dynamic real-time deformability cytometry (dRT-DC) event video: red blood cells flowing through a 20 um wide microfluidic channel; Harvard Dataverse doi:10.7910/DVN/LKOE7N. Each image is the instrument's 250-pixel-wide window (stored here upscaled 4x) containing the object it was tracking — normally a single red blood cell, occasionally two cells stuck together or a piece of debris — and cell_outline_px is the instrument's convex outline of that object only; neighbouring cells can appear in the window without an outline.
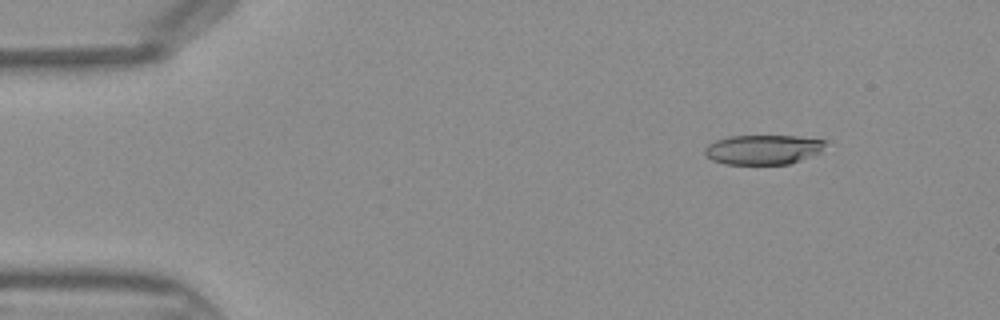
{"species": "Egyptian fruit bat (a non-hibernating species)", "species_latin": "Rousettus aegyptiacus", "temperature_condition": "warm", "stored_images_in_passage": 43, "camera_frame_rate_fps": 3000, "um_per_image_px": 0.085, "frame": {"image": 1, "passage_image": 3, "time_ms": 0.667, "image_size_px": [1000, 320], "cell_outline_px": [[828, 140], [820, 152], [800, 160], [788, 164], [724, 164], [712, 160], [704, 152], [704, 148], [708, 144], [716, 140], [732, 136], [796, 136]], "centroid_in_image_um": [64.86, 12.71], "position_along_channel_um": 20.1, "area_um2": 20.75}}
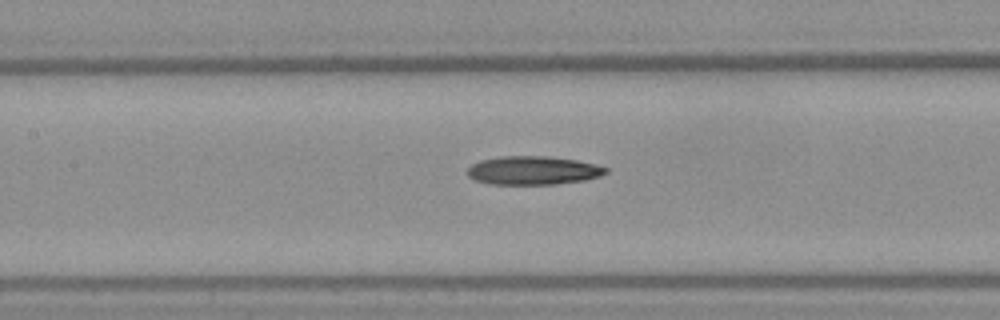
{"frame": {"image": 2, "passage_image": 18, "time_ms": 5.667, "image_size_px": [1000, 320], "cell_outline_px": [[608, 172], [600, 176], [584, 180], [556, 184], [492, 184], [476, 180], [468, 176], [468, 168], [472, 164], [480, 160], [500, 156], [548, 156], [576, 160], [596, 164], [608, 168]], "centroid_in_image_um": [45.33, 14.48], "position_along_channel_um": 162.1, "area_um2": 23.0}}
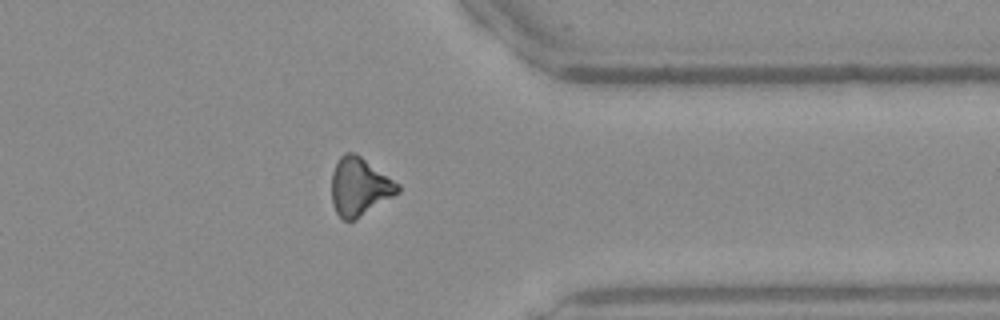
{"frame": {"image": 3, "passage_image": 33, "time_ms": 10.667, "image_size_px": [1000, 320], "cell_outline_px": [[400, 192], [356, 220], [344, 220], [336, 212], [332, 204], [332, 172], [340, 156], [344, 152], [356, 152], [400, 184]], "centroid_in_image_um": [30.57, 15.86], "position_along_channel_um": 380.8, "area_um2": 22.54}}